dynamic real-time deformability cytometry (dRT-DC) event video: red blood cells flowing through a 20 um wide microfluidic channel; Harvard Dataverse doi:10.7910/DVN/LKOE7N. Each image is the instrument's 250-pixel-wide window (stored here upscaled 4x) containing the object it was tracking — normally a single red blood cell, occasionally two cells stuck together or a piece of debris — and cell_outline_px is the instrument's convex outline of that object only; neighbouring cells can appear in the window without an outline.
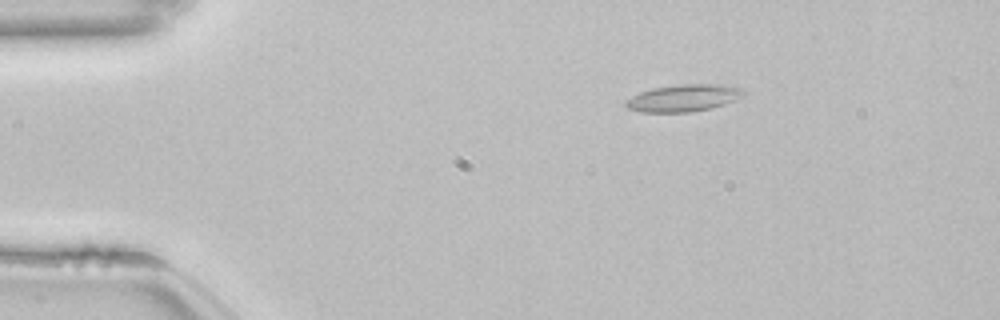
{"species": "common noctule bat (a hibernating species)", "species_latin": "Nyctalus noctula", "temperature_condition": "room temperature", "stored_images_in_passage": 45, "camera_frame_rate_fps": 3000, "um_per_image_px": 0.085, "animal": {"sex": "female", "body_mass_g": 22.7, "forearm_length_mm": 54.2}, "frame": {"image": 1, "passage_image": 1, "time_ms": 0.0, "image_size_px": [1000, 320], "cell_outline_px": [[744, 92], [732, 100], [724, 104], [712, 108], [692, 112], [640, 112], [628, 108], [624, 104], [624, 100], [640, 92], [652, 88], [680, 84], [724, 84], [740, 88]], "centroid_in_image_um": [58.02, 8.33], "position_along_channel_um": 27.0, "area_um2": 18.44}}
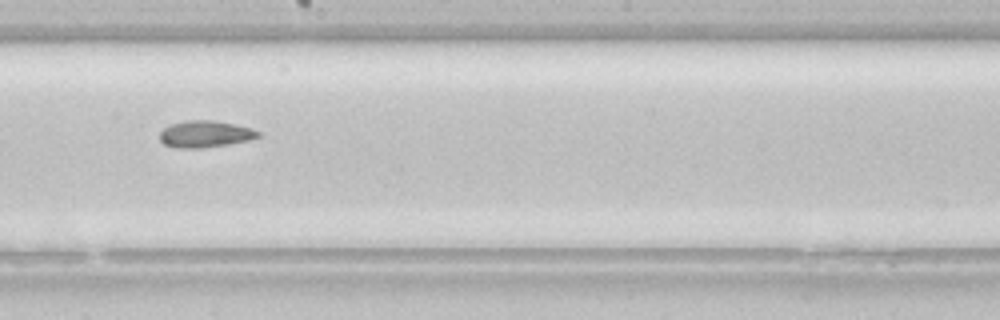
{"frame": {"image": 2, "passage_image": 22, "time_ms": 7.0, "image_size_px": [1000, 320], "cell_outline_px": [[260, 136], [248, 140], [228, 144], [200, 148], [176, 148], [164, 144], [160, 140], [160, 132], [164, 128], [172, 124], [184, 120], [212, 120], [252, 128], [260, 132]], "centroid_in_image_um": [17.42, 11.39], "position_along_channel_um": 230.8, "area_um2": 15.2}}
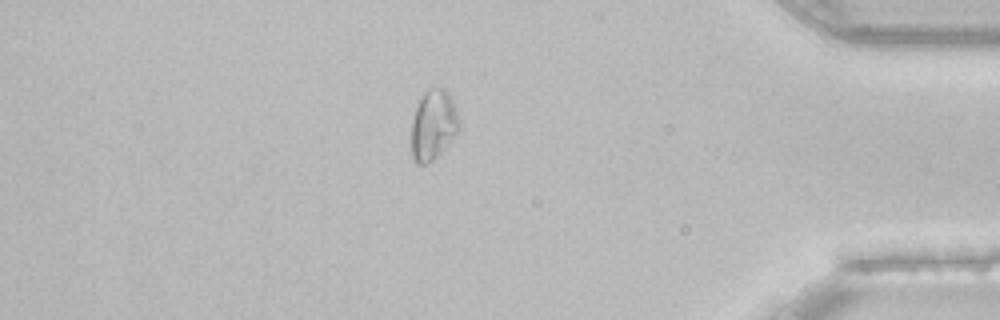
{"frame": {"image": 3, "passage_image": 38, "time_ms": 12.333, "image_size_px": [1000, 320], "cell_outline_px": [[460, 128], [440, 152], [432, 160], [424, 164], [416, 164], [412, 156], [412, 120], [416, 108], [424, 92], [432, 88], [444, 88], [452, 100], [460, 120]], "centroid_in_image_um": [36.82, 10.62], "position_along_channel_um": 398.4, "area_um2": 19.02}, "authors_computed_cell_mechanics": {"area_um2": 16.2418, "velocity_mm_per_s": 3.8385, "shape_relaxation_time_tau1_ms": null, "shape_relaxation_time_tau2_ms": 3.4804, "deformation_change_tau1": null, "deformation_change_tau2": 0.0812}}